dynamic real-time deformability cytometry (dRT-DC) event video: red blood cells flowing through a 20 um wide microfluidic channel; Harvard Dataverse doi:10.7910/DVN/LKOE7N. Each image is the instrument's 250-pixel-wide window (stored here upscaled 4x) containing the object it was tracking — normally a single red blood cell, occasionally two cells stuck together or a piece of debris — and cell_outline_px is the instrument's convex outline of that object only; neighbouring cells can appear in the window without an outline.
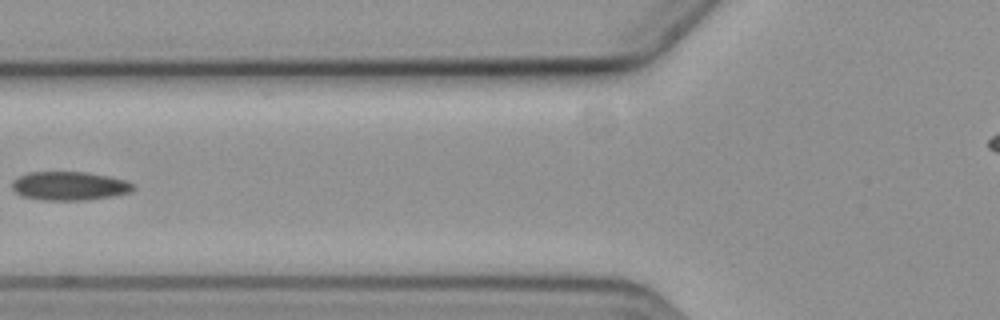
{"species": "common noctule bat (a hibernating species)", "species_latin": "Nyctalus noctula", "temperature_condition": "cold", "stored_images_in_passage": 8, "camera_frame_rate_fps": 3000, "um_per_image_px": 0.085, "animal": {"sex": "female", "body_mass_g": 19.3, "forearm_length_mm": 54.1}, "frame": {"image": 1, "passage_image": 7, "time_ms": 7.0, "image_size_px": [1000, 320], "cell_outline_px": [[136, 188], [132, 192], [112, 196], [88, 200], [40, 200], [20, 196], [12, 188], [12, 180], [28, 172], [84, 172], [108, 176], [128, 180], [136, 184]], "centroid_in_image_um": [5.94, 15.81], "position_along_channel_um": 119.9, "area_um2": 20.58}}
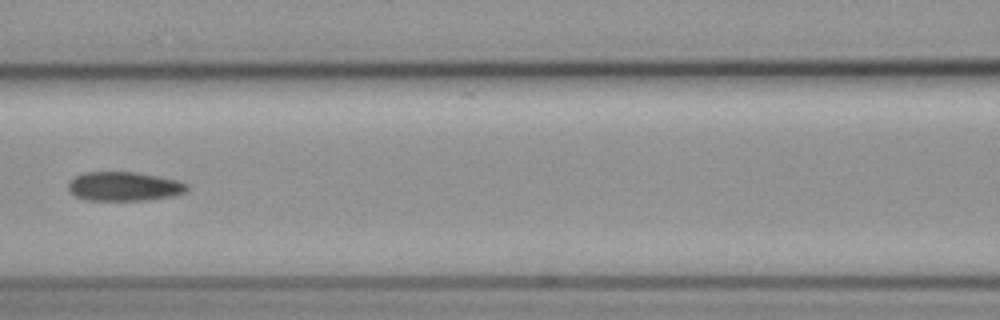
{"frame": {"image": 2, "passage_image": 8, "time_ms": 8.0, "image_size_px": [1000, 320], "cell_outline_px": [[188, 188], [184, 192], [172, 196], [148, 200], [88, 200], [76, 196], [68, 192], [68, 180], [84, 172], [136, 172], [160, 176], [176, 180], [188, 184]], "centroid_in_image_um": [10.52, 15.84], "position_along_channel_um": 156.1, "area_um2": 20.23}}